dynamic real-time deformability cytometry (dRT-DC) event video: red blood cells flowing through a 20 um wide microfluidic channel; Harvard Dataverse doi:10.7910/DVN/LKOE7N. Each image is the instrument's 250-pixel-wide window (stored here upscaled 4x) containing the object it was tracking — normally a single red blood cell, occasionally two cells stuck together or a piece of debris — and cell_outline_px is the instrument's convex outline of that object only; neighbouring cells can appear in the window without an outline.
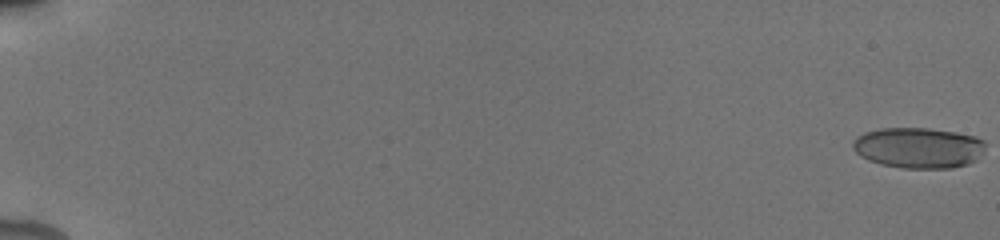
{"species": "human", "species_latin": "Homo sapiens", "temperature_condition": "cold", "stored_images_in_passage": 39, "camera_frame_rate_fps": 3000, "um_per_image_px": 0.085, "donor": {"sex": "male"}, "frame": {"image": 1, "passage_image": 1, "time_ms": 0.0, "image_size_px": [1000, 240], "cell_outline_px": [[984, 152], [976, 160], [968, 164], [952, 168], [900, 168], [880, 164], [868, 160], [860, 156], [852, 148], [852, 140], [856, 136], [864, 132], [880, 128], [928, 128], [956, 132], [976, 136], [984, 140]], "centroid_in_image_um": [78.05, 12.56], "position_along_channel_um": 6.9, "area_um2": 31.85}}
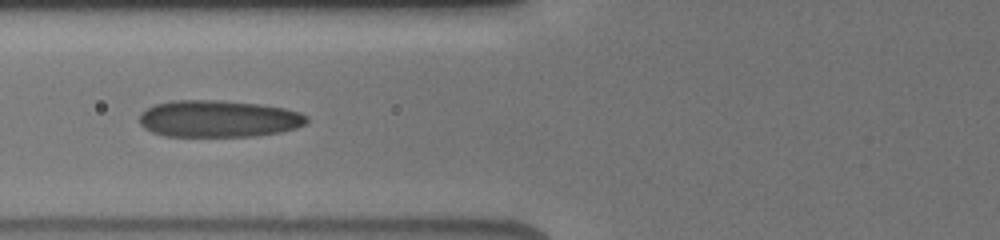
{"frame": {"image": 2, "passage_image": 15, "time_ms": 8.0, "image_size_px": [1000, 240], "cell_outline_px": [[308, 120], [304, 124], [296, 128], [280, 132], [252, 136], [164, 136], [152, 132], [144, 128], [140, 124], [140, 112], [156, 104], [172, 100], [220, 100], [260, 104], [284, 108], [300, 112], [308, 116]], "centroid_in_image_um": [18.56, 10.09], "position_along_channel_um": 107.2, "area_um2": 36.07}}
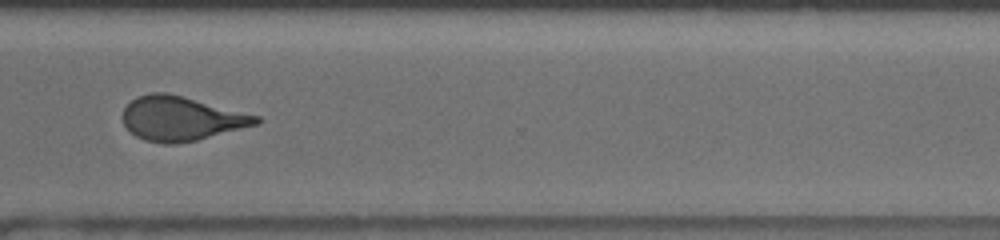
{"frame": {"image": 3, "passage_image": 33, "time_ms": 14.333, "image_size_px": [1000, 240], "cell_outline_px": [[260, 124], [196, 140], [172, 144], [164, 144], [144, 140], [136, 136], [124, 124], [120, 116], [124, 108], [136, 96], [152, 92], [168, 92], [184, 96], [260, 116]], "centroid_in_image_um": [15.39, 10.06], "position_along_channel_um": 355.2, "area_um2": 34.56}, "authors_computed_cell_mechanics": {"area_um2": 33.4662, "velocity_mm_per_s": 3.9105, "shape_relaxation_time_tau1_ms": 7.5449, "shape_relaxation_time_tau2_ms": 1.2346, "deformation_change_tau1": 0.1907, "deformation_change_tau2": 0.0743}}